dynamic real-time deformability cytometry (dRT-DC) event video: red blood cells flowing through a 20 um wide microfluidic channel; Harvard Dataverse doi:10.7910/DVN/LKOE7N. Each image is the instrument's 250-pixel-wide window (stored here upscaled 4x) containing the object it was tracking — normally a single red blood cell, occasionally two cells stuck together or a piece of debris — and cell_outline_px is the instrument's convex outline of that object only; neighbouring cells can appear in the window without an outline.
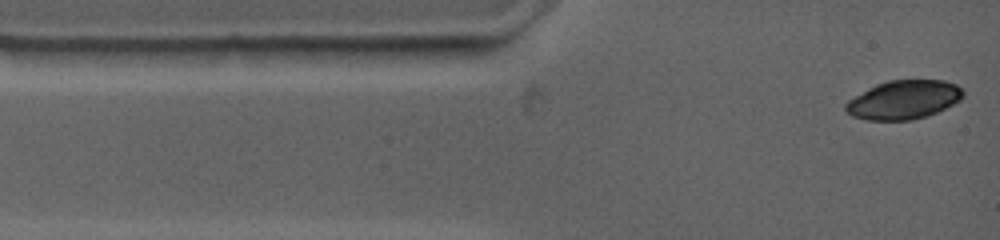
{"species": "common noctule bat (a hibernating species)", "species_latin": "Nyctalus noctula", "temperature_condition": "warm", "stored_images_in_passage": 9, "camera_frame_rate_fps": 4500, "um_per_image_px": 0.085, "animal": {"sex": "female", "body_mass_g": 19.0, "forearm_length_mm": 53.3}, "frame": {"image": 1, "passage_image": 1, "time_ms": 0.0, "image_size_px": [1000, 240], "cell_outline_px": [[964, 96], [960, 100], [928, 116], [912, 120], [864, 120], [852, 116], [844, 108], [844, 104], [848, 100], [868, 88], [876, 84], [888, 80], [944, 80], [956, 84], [964, 88]], "centroid_in_image_um": [76.82, 8.48], "position_along_channel_um": 8.2, "area_um2": 26.7}}